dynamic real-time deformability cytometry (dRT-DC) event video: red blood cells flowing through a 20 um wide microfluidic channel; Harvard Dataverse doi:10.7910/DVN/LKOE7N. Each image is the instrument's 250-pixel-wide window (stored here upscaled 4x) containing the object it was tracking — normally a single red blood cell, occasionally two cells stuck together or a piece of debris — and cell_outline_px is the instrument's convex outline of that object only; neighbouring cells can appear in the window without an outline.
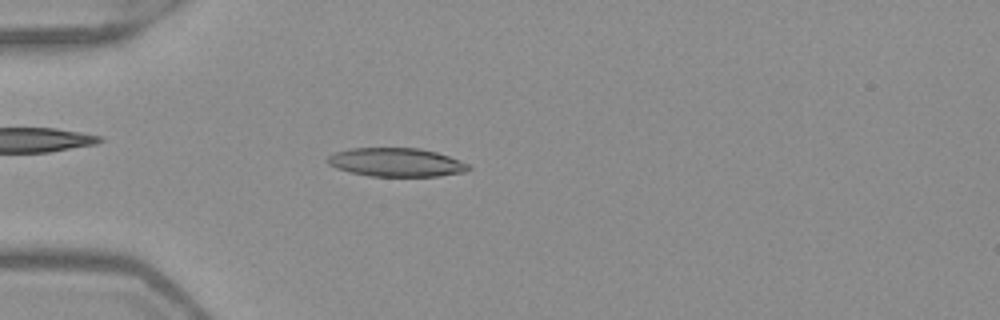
{"species": "Egyptian fruit bat (a non-hibernating species)", "species_latin": "Rousettus aegyptiacus", "temperature_condition": "warm", "stored_images_in_passage": 50, "camera_frame_rate_fps": 3000, "um_per_image_px": 0.085, "frame": {"image": 1, "passage_image": 14, "time_ms": 4.333, "image_size_px": [1000, 320], "cell_outline_px": [[472, 168], [464, 172], [440, 176], [368, 176], [336, 168], [328, 164], [324, 160], [328, 156], [336, 152], [352, 148], [420, 148], [436, 152], [448, 156], [468, 164]], "centroid_in_image_um": [33.66, 13.8], "position_along_channel_um": 51.3, "area_um2": 23.47}}
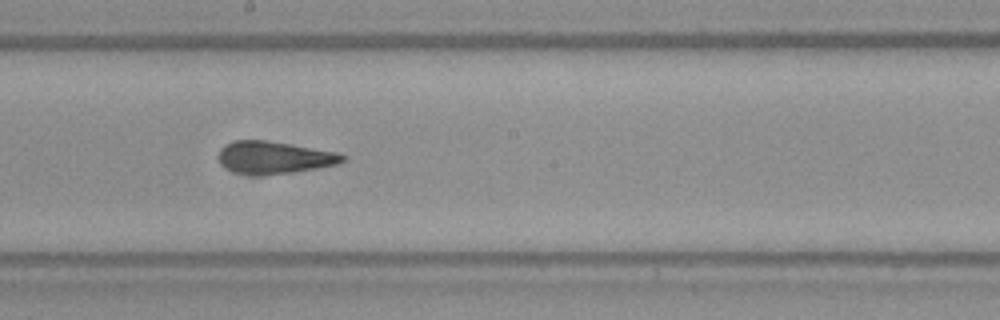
{"frame": {"image": 2, "passage_image": 28, "time_ms": 9.0, "image_size_px": [1000, 320], "cell_outline_px": [[348, 156], [344, 160], [336, 164], [316, 168], [292, 172], [252, 176], [236, 172], [220, 164], [216, 160], [216, 156], [220, 148], [224, 144], [236, 140], [268, 140], [340, 152]], "centroid_in_image_um": [23.27, 13.37], "position_along_channel_um": 224.9, "area_um2": 23.76}}
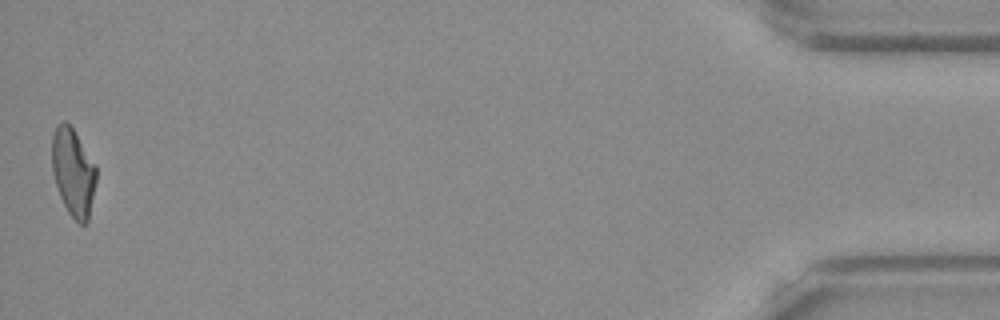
{"frame": {"image": 3, "passage_image": 50, "time_ms": 16.333, "image_size_px": [1000, 320], "cell_outline_px": [[96, 180], [88, 220], [84, 224], [80, 224], [68, 212], [60, 196], [52, 172], [52, 136], [56, 128], [64, 120], [72, 128], [96, 168]], "centroid_in_image_um": [6.2, 14.66], "position_along_channel_um": 429.0, "area_um2": 21.96}, "authors_computed_cell_mechanics": {"area_um2": 23.1778, "velocity_mm_per_s": 4.0008, "shape_relaxation_time_tau1_ms": 8.0214, "shape_relaxation_time_tau2_ms": 3.3026, "deformation_change_tau1": 0.2318, "deformation_change_tau2": 0.1169}}